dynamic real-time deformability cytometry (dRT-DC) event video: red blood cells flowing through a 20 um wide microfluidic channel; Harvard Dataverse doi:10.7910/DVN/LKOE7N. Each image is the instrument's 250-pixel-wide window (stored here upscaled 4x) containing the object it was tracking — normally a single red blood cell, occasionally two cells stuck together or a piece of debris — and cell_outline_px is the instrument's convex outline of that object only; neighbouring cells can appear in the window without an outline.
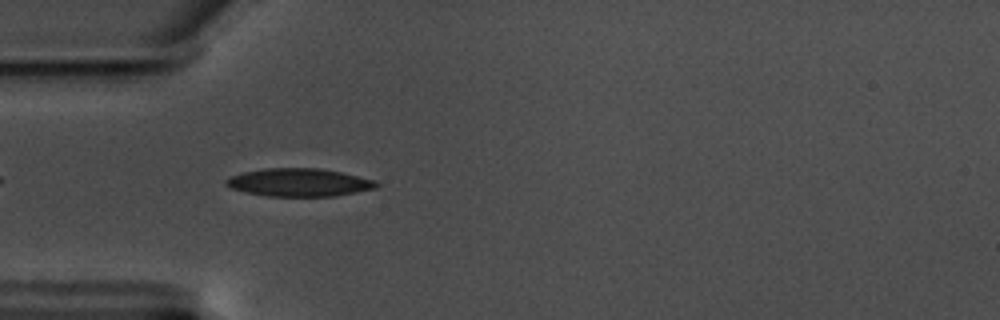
{"species": "common noctule bat (a hibernating species)", "species_latin": "Nyctalus noctula", "temperature_condition": "warm", "stored_images_in_passage": 44, "camera_frame_rate_fps": 3000, "um_per_image_px": 0.085, "animal": {"sex": "male", "body_mass_g": 17.5, "forearm_length_mm": 52.3}, "frame": {"image": 1, "passage_image": 4, "time_ms": 1.0, "image_size_px": [1000, 320], "cell_outline_px": [[380, 184], [376, 188], [336, 196], [268, 196], [244, 192], [232, 188], [224, 184], [224, 180], [240, 172], [264, 168], [320, 168], [340, 172], [376, 180]], "centroid_in_image_um": [25.41, 15.5], "position_along_channel_um": 59.6, "area_um2": 24.62}}
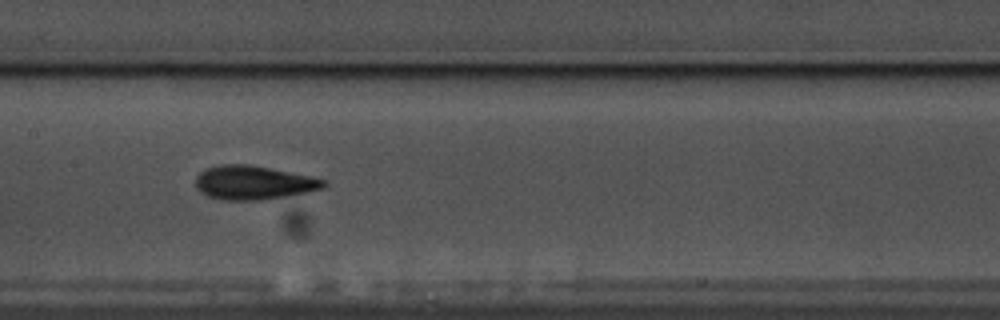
{"frame": {"image": 2, "passage_image": 15, "time_ms": 4.667, "image_size_px": [1000, 320], "cell_outline_px": [[328, 184], [324, 188], [308, 192], [260, 200], [220, 200], [208, 196], [200, 192], [196, 188], [196, 176], [200, 172], [208, 168], [220, 164], [248, 164], [312, 176], [328, 180]], "centroid_in_image_um": [21.57, 15.52], "position_along_channel_um": 185.8, "area_um2": 25.37}}
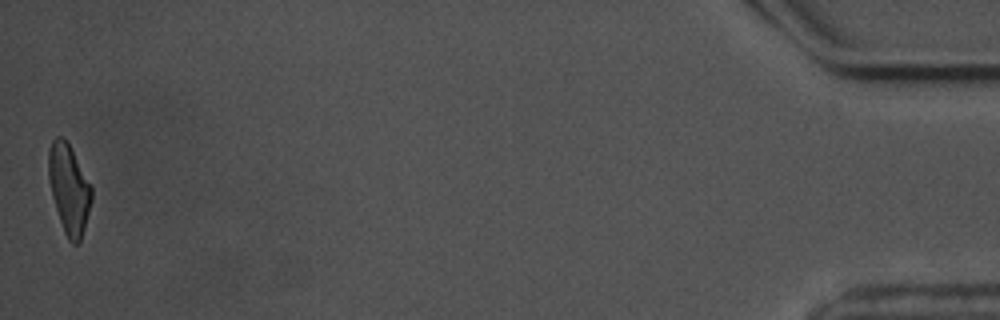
{"frame": {"image": 3, "passage_image": 44, "time_ms": 14.333, "image_size_px": [1000, 320], "cell_outline_px": [[92, 200], [84, 228], [80, 240], [76, 244], [72, 244], [68, 240], [64, 232], [52, 196], [48, 180], [48, 148], [52, 140], [56, 136], [64, 136], [92, 188]], "centroid_in_image_um": [5.84, 16.04], "position_along_channel_um": 429.4, "area_um2": 22.2}, "authors_computed_cell_mechanics": {"area_um2": 23.4957, "velocity_mm_per_s": 3.5277, "shape_relaxation_time_tau1_ms": 6.3826, "shape_relaxation_time_tau2_ms": 2.04, "deformation_change_tau1": 0.205, "deformation_change_tau2": 0.088}}